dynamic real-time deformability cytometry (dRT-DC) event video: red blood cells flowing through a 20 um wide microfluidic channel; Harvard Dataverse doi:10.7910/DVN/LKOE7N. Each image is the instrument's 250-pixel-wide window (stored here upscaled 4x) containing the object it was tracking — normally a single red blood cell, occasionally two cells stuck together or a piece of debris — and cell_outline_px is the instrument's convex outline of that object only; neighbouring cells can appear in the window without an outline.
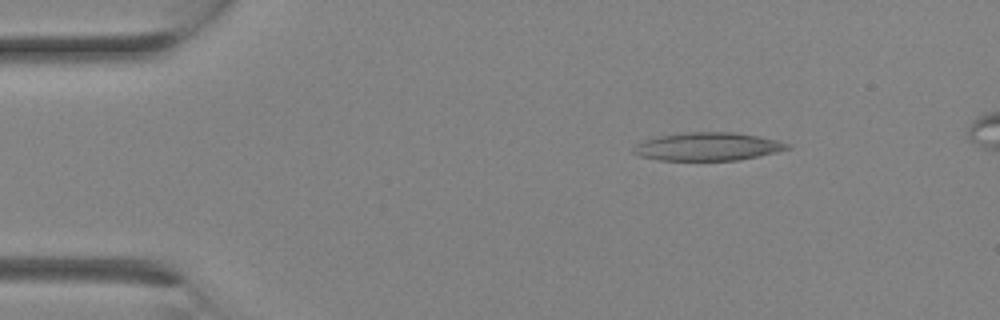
{"species": "Egyptian fruit bat (a non-hibernating species)", "species_latin": "Rousettus aegyptiacus", "temperature_condition": "room temperature", "stored_images_in_passage": 11, "camera_frame_rate_fps": 3000, "um_per_image_px": 0.085, "animal": {"sex": "female"}, "frame": {"image": 1, "passage_image": 4, "time_ms": 1.0, "image_size_px": [1000, 320], "cell_outline_px": [[792, 148], [760, 156], [740, 160], [656, 160], [640, 156], [632, 152], [632, 148], [636, 144], [644, 140], [660, 136], [688, 132], [736, 132], [776, 140], [792, 144]], "centroid_in_image_um": [60.17, 12.46], "position_along_channel_um": 24.8, "area_um2": 25.26}}
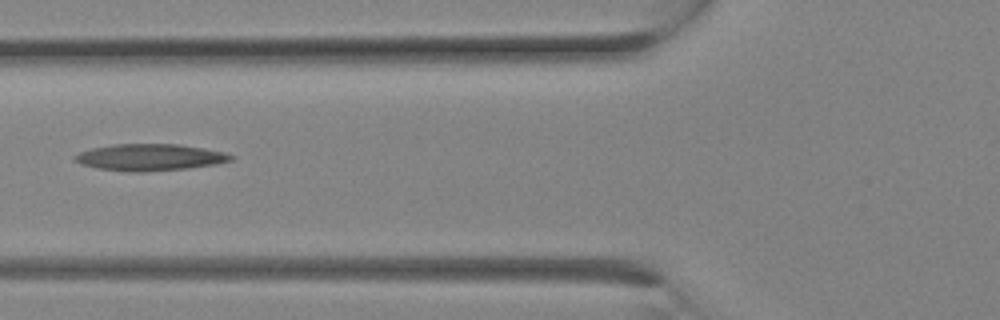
{"frame": {"image": 2, "passage_image": 10, "time_ms": 3.0, "image_size_px": [1000, 320], "cell_outline_px": [[236, 156], [232, 160], [216, 164], [188, 168], [144, 172], [132, 172], [96, 168], [80, 164], [72, 160], [72, 156], [80, 152], [92, 148], [112, 144], [176, 144], [204, 148], [224, 152]], "centroid_in_image_um": [12.71, 13.37], "position_along_channel_um": 113.1, "area_um2": 24.45}}